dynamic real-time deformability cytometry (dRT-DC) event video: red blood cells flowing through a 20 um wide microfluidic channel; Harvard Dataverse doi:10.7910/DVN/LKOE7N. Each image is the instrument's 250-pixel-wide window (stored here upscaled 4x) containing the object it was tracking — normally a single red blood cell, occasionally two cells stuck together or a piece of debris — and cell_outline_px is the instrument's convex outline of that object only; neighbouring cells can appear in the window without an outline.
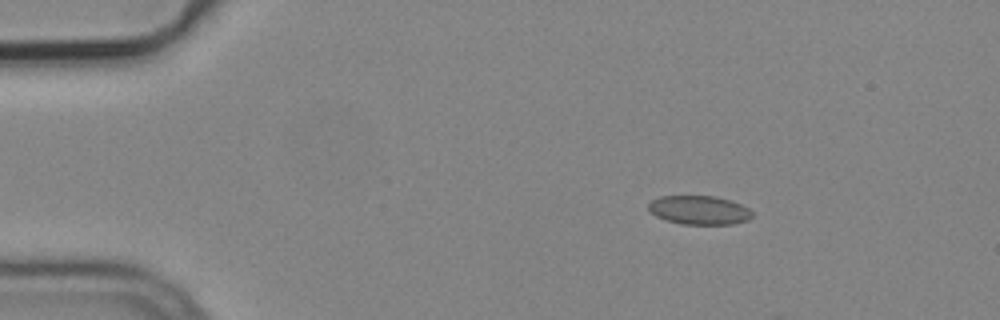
{"species": "common noctule bat (a hibernating species)", "species_latin": "Nyctalus noctula", "temperature_condition": "cold", "stored_images_in_passage": 5, "camera_frame_rate_fps": 3000, "um_per_image_px": 0.085, "animal": {"sex": "male", "body_mass_g": 19.2, "forearm_length_mm": 51.8}, "frame": {"image": 1, "passage_image": 1, "time_ms": 0.0, "image_size_px": [1000, 320], "cell_outline_px": [[752, 216], [748, 220], [732, 224], [680, 224], [664, 220], [656, 216], [648, 208], [648, 204], [652, 200], [660, 196], [716, 196], [740, 204], [748, 208], [752, 212]], "centroid_in_image_um": [59.41, 17.86], "position_along_channel_um": 25.6, "area_um2": 17.4}}